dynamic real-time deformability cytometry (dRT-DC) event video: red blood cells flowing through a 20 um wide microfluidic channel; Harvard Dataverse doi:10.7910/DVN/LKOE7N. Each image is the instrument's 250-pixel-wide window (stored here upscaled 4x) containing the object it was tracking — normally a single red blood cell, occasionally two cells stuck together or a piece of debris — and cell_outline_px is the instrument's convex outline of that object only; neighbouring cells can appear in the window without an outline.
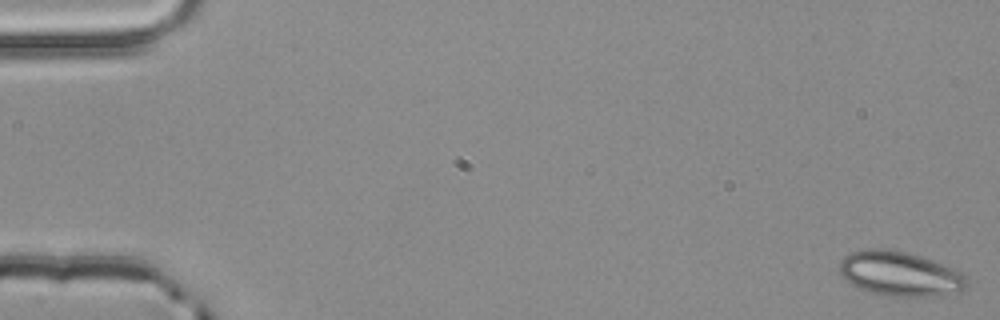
{"species": "common noctule bat (a hibernating species)", "species_latin": "Nyctalus noctula", "temperature_condition": "room temperature", "stored_images_in_passage": 5, "segment_of_instrument_passage": [2, 2], "camera_frame_rate_fps": 3000, "um_per_image_px": 0.085, "animal": {"sex": "male", "body_mass_g": 20.4}, "frame": {"image": 1, "passage_image": 5, "time_ms": 1.333, "image_size_px": [1000, 320], "cell_outline_px": [[968, 284], [960, 292], [928, 296], [884, 296], [868, 292], [844, 280], [840, 276], [840, 260], [844, 256], [852, 252], [868, 248], [884, 248], [904, 252], [920, 256], [932, 260], [960, 272], [964, 276]], "centroid_in_image_um": [76.43, 23.27], "position_along_channel_um": 8.6, "area_um2": 32.95}}